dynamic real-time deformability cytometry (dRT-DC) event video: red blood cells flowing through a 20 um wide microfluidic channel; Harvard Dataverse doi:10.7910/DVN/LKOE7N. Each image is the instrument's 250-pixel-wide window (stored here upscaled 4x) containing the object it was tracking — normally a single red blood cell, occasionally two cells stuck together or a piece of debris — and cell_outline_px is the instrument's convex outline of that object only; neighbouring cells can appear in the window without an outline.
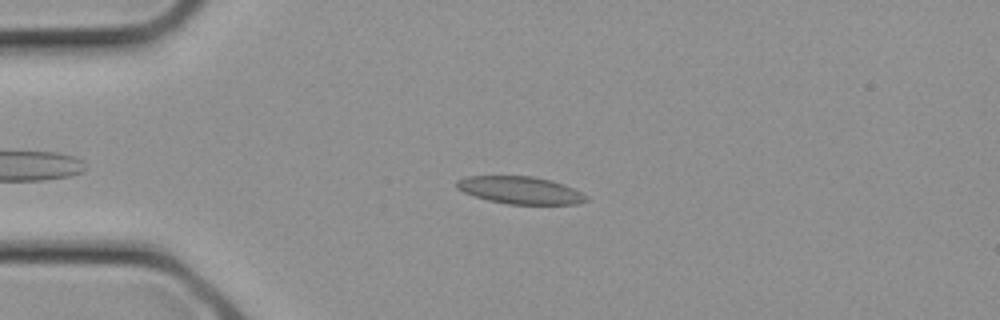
{"species": "common noctule bat (a hibernating species)", "species_latin": "Nyctalus noctula", "temperature_condition": "cold", "stored_images_in_passage": 26, "camera_frame_rate_fps": 3000, "um_per_image_px": 0.085, "animal": {"sex": "female", "body_mass_g": 21.9}, "frame": {"image": 1, "passage_image": 7, "time_ms": 2.0, "image_size_px": [1000, 320], "cell_outline_px": [[588, 200], [576, 204], [508, 204], [488, 200], [464, 192], [456, 188], [456, 180], [464, 176], [532, 176], [552, 180], [564, 184], [588, 196]], "centroid_in_image_um": [44.21, 16.16], "position_along_channel_um": 40.8, "area_um2": 20.69}}
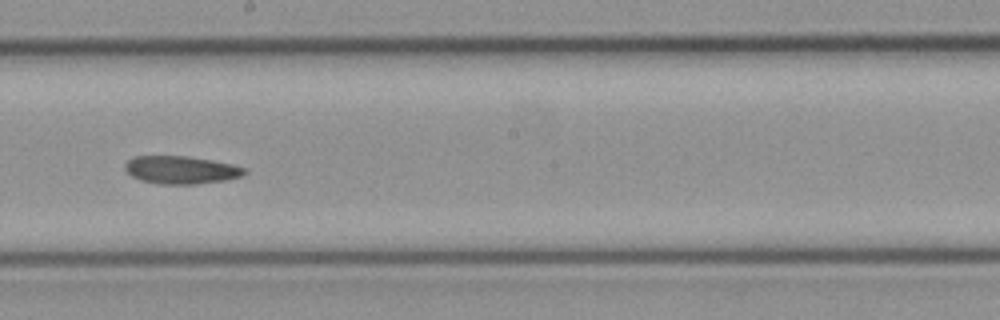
{"frame": {"image": 2, "passage_image": 16, "time_ms": 5.0, "image_size_px": [1000, 320], "cell_outline_px": [[248, 172], [240, 176], [224, 180], [196, 184], [156, 184], [140, 180], [132, 176], [124, 168], [124, 164], [132, 156], [188, 156], [212, 160], [232, 164], [248, 168]], "centroid_in_image_um": [15.38, 14.44], "position_along_channel_um": 232.8, "area_um2": 19.54}}
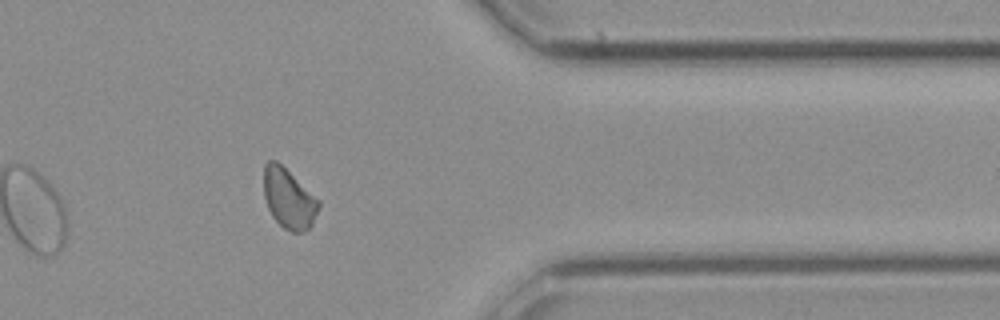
{"frame": {"image": 3, "passage_image": 23, "time_ms": 7.333, "image_size_px": [1000, 320], "cell_outline_px": [[320, 204], [312, 224], [304, 232], [292, 232], [284, 228], [272, 216], [268, 208], [264, 196], [264, 164], [268, 160], [276, 160], [320, 200]], "centroid_in_image_um": [24.54, 16.87], "position_along_channel_um": 386.9, "area_um2": 19.02}}